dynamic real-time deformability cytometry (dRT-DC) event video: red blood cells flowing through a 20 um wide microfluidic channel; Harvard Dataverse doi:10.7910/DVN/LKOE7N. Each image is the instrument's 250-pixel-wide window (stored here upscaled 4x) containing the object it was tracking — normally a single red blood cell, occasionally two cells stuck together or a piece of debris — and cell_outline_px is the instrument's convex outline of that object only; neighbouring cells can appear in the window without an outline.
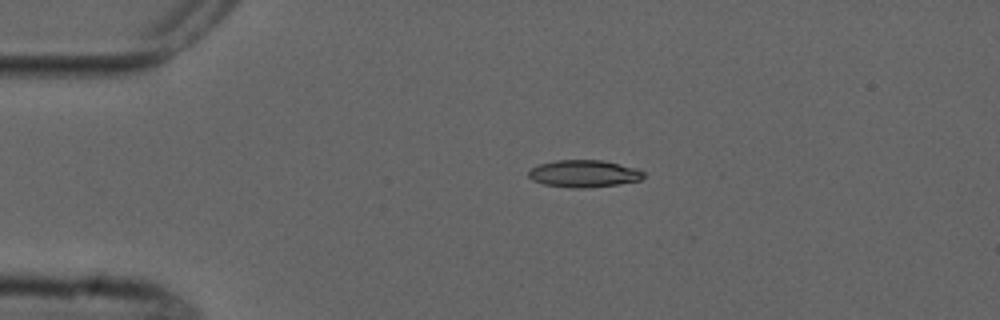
{"species": "common noctule bat (a hibernating species)", "species_latin": "Nyctalus noctula", "temperature_condition": "cold", "stored_images_in_passage": 4, "camera_frame_rate_fps": 3000, "um_per_image_px": 0.085, "animal": {"sex": "male", "forearm_length_mm": 52.5}, "frame": {"image": 1, "passage_image": 4, "time_ms": 4.667, "image_size_px": [1000, 320], "cell_outline_px": [[644, 176], [640, 180], [616, 184], [588, 188], [572, 188], [544, 184], [532, 180], [528, 176], [528, 172], [532, 168], [540, 164], [556, 160], [604, 160], [636, 168], [644, 172]], "centroid_in_image_um": [49.62, 14.75], "position_along_channel_um": 35.4, "area_um2": 18.15}}